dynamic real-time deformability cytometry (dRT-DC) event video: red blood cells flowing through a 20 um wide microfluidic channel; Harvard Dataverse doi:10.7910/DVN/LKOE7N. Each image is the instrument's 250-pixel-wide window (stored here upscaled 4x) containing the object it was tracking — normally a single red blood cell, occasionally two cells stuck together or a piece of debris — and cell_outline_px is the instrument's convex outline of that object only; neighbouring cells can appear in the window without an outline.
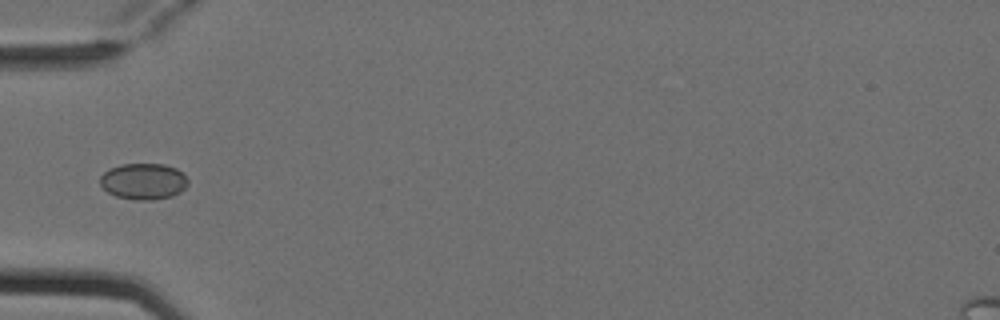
{"species": "Egyptian fruit bat (a non-hibernating species)", "species_latin": "Rousettus aegyptiacus", "temperature_condition": "cold", "stored_images_in_passage": 6, "camera_frame_rate_fps": 3000, "um_per_image_px": 0.085, "animal": {"sex": "female"}, "frame": {"image": 1, "passage_image": 5, "time_ms": 1.333, "image_size_px": [1000, 320], "cell_outline_px": [[188, 184], [180, 192], [172, 196], [152, 200], [136, 200], [116, 196], [108, 192], [100, 184], [100, 176], [108, 168], [120, 164], [164, 164], [176, 168], [184, 172], [188, 180]], "centroid_in_image_um": [12.2, 15.4], "position_along_channel_um": 72.8, "area_um2": 18.73}}
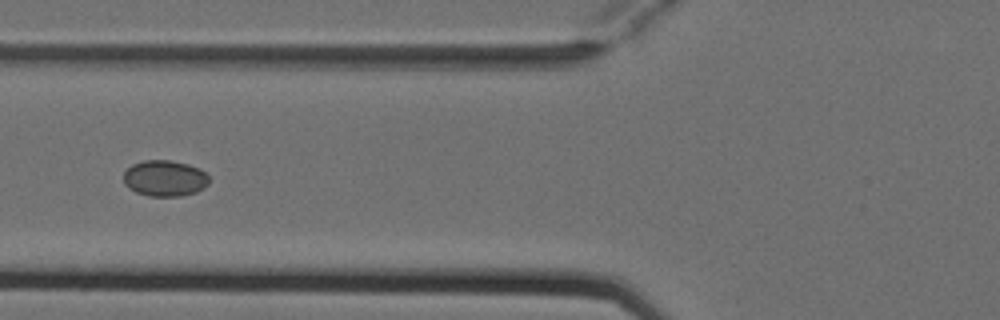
{"frame": {"image": 2, "passage_image": 6, "time_ms": 1.667, "image_size_px": [1000, 320], "cell_outline_px": [[208, 184], [204, 188], [196, 192], [180, 196], [148, 196], [136, 192], [128, 188], [124, 184], [124, 172], [132, 164], [144, 160], [172, 160], [188, 164], [200, 168], [208, 176]], "centroid_in_image_um": [14.0, 15.15], "position_along_channel_um": 111.8, "area_um2": 18.09}}